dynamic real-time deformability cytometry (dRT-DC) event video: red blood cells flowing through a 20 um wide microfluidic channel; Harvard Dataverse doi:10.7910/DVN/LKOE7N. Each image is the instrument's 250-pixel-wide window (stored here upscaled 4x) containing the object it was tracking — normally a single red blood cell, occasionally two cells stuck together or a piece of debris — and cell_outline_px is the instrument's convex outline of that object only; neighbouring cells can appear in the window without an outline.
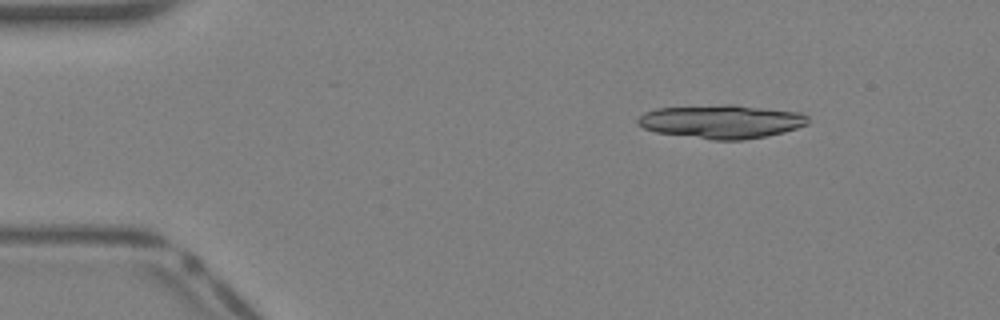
{"species": "Egyptian fruit bat (a non-hibernating species)", "species_latin": "Rousettus aegyptiacus", "temperature_condition": "warm", "stored_images_in_passage": 38, "camera_frame_rate_fps": 3000, "um_per_image_px": 0.085, "animal": {"sex": "female"}, "frame": {"image": 1, "passage_image": 5, "time_ms": 1.333, "image_size_px": [1000, 320], "cell_outline_px": [[808, 124], [784, 132], [768, 136], [744, 140], [712, 140], [656, 132], [644, 128], [636, 124], [636, 120], [644, 112], [656, 108], [724, 104], [736, 104], [804, 112], [808, 116]], "centroid_in_image_um": [61.36, 10.32], "position_along_channel_um": 23.6, "area_um2": 33.87}}
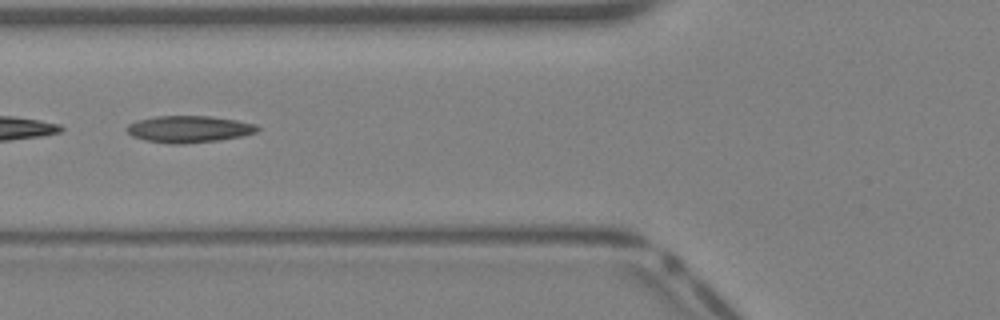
{"frame": {"image": 2, "passage_image": 15, "time_ms": 4.667, "image_size_px": [1000, 320], "cell_outline_px": [[260, 128], [256, 132], [244, 136], [220, 140], [184, 144], [172, 144], [144, 140], [132, 136], [124, 128], [128, 124], [136, 120], [156, 116], [212, 116], [236, 120], [256, 124]], "centroid_in_image_um": [16.05, 10.97], "position_along_channel_um": 109.7, "area_um2": 20.63}}
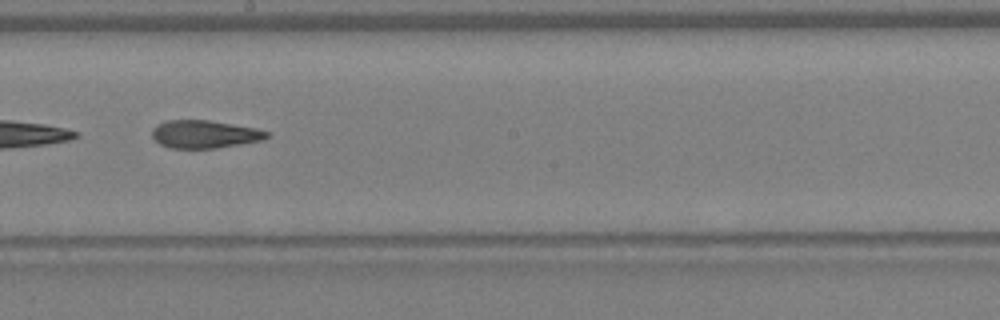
{"frame": {"image": 3, "passage_image": 22, "time_ms": 7.0, "image_size_px": [1000, 320], "cell_outline_px": [[272, 136], [264, 140], [216, 148], [168, 148], [160, 144], [152, 136], [152, 128], [156, 124], [168, 120], [208, 120], [256, 128], [268, 132]], "centroid_in_image_um": [17.4, 11.41], "position_along_channel_um": 230.8, "area_um2": 18.73}}